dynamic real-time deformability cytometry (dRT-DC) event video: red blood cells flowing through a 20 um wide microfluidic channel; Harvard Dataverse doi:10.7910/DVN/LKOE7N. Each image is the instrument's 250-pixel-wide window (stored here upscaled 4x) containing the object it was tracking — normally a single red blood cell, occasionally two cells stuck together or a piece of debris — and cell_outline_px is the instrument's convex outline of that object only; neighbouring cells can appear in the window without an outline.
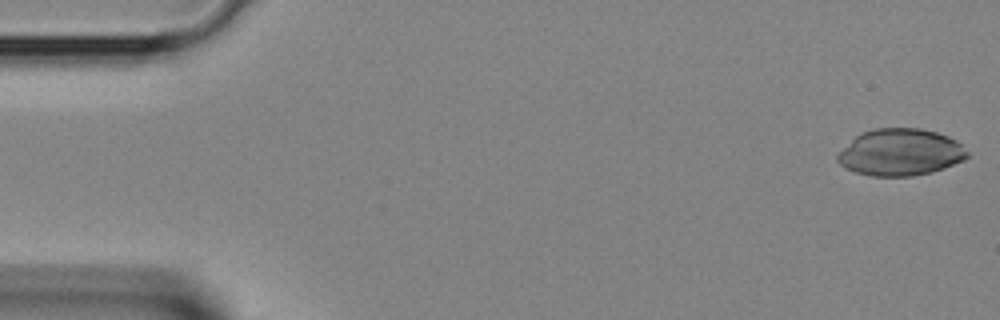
{"species": "Egyptian fruit bat (a non-hibernating species)", "species_latin": "Rousettus aegyptiacus", "temperature_condition": "room temperature", "stored_images_in_passage": 29, "camera_frame_rate_fps": 3000, "um_per_image_px": 0.085, "animal": {"sex": "female"}, "frame": {"image": 1, "passage_image": 1, "time_ms": 0.0, "image_size_px": [1000, 320], "cell_outline_px": [[968, 156], [964, 160], [944, 168], [932, 172], [912, 176], [872, 176], [856, 172], [844, 168], [836, 160], [836, 156], [856, 136], [864, 132], [876, 128], [920, 128], [936, 132], [948, 136], [956, 140], [968, 152]], "centroid_in_image_um": [76.55, 12.95], "position_along_channel_um": 8.5, "area_um2": 35.26}}
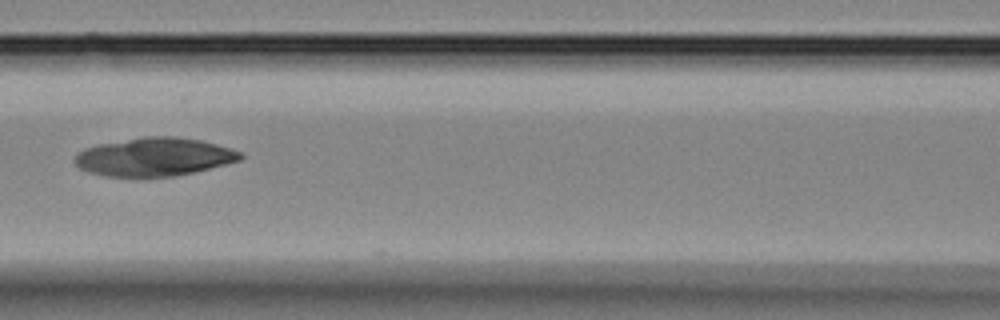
{"frame": {"image": 2, "passage_image": 17, "time_ms": 5.333, "image_size_px": [1000, 320], "cell_outline_px": [[244, 156], [240, 160], [196, 172], [176, 176], [104, 176], [88, 172], [80, 168], [72, 160], [76, 152], [84, 148], [100, 144], [144, 136], [176, 136], [200, 140], [216, 144], [240, 152]], "centroid_in_image_um": [13.07, 13.33], "position_along_channel_um": 153.5, "area_um2": 36.99}}
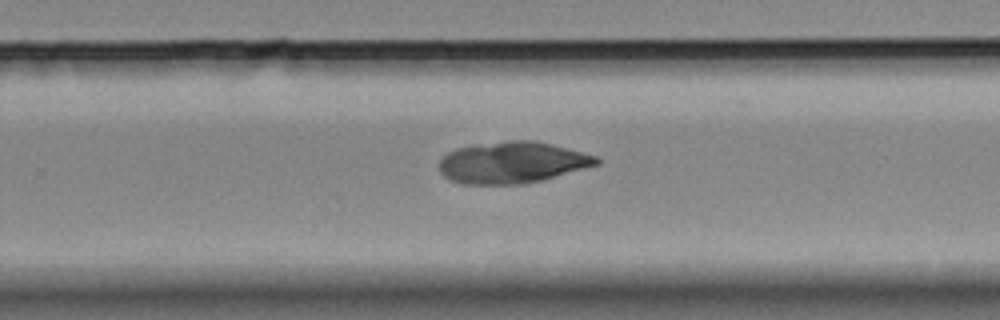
{"frame": {"image": 3, "passage_image": 25, "time_ms": 8.0, "image_size_px": [1000, 320], "cell_outline_px": [[600, 164], [544, 180], [524, 184], [460, 184], [448, 180], [440, 172], [440, 160], [448, 152], [456, 148], [512, 140], [536, 140], [568, 148], [596, 156], [600, 160]], "centroid_in_image_um": [43.56, 13.83], "position_along_channel_um": 286.2, "area_um2": 38.09}}